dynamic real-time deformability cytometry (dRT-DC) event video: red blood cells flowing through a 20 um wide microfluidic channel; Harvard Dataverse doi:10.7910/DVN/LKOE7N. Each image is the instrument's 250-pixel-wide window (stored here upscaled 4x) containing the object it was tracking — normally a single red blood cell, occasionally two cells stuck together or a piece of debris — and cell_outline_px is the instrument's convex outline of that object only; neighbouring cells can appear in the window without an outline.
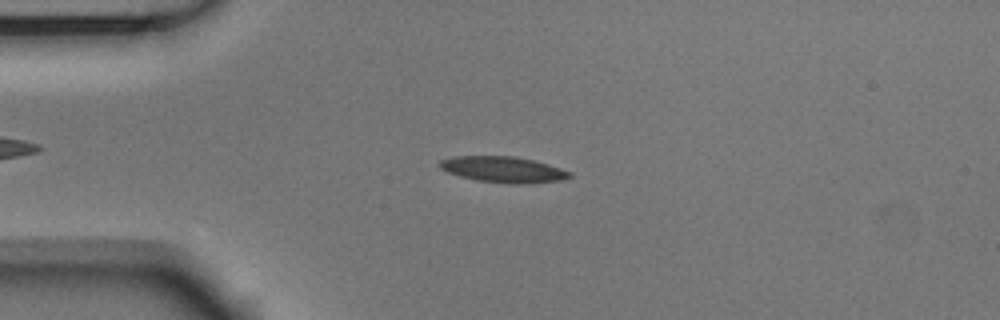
{"species": "Egyptian fruit bat (a non-hibernating species)", "species_latin": "Rousettus aegyptiacus", "temperature_condition": "room temperature", "stored_images_in_passage": 53, "camera_frame_rate_fps": 3000, "um_per_image_px": 0.085, "animal": {"sex": "male"}, "frame": {"image": 1, "passage_image": 13, "time_ms": 4.0, "image_size_px": [1000, 320], "cell_outline_px": [[572, 176], [560, 180], [528, 184], [508, 184], [476, 180], [460, 176], [448, 172], [440, 168], [436, 164], [440, 160], [452, 156], [512, 156], [532, 160], [548, 164], [572, 172]], "centroid_in_image_um": [42.74, 14.41], "position_along_channel_um": 42.3, "area_um2": 19.77}}
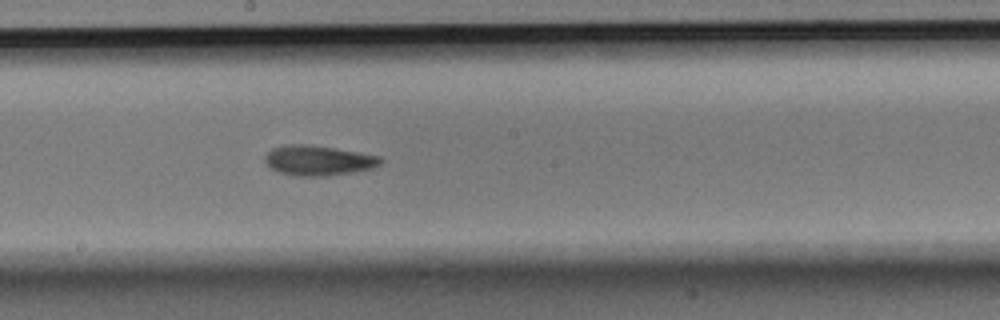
{"frame": {"image": 2, "passage_image": 29, "time_ms": 9.333, "image_size_px": [1000, 320], "cell_outline_px": [[384, 160], [380, 164], [372, 168], [352, 172], [328, 176], [292, 176], [280, 172], [272, 168], [264, 160], [264, 156], [272, 148], [288, 144], [308, 144], [380, 156]], "centroid_in_image_um": [27.04, 13.64], "position_along_channel_um": 221.2, "area_um2": 20.11}}
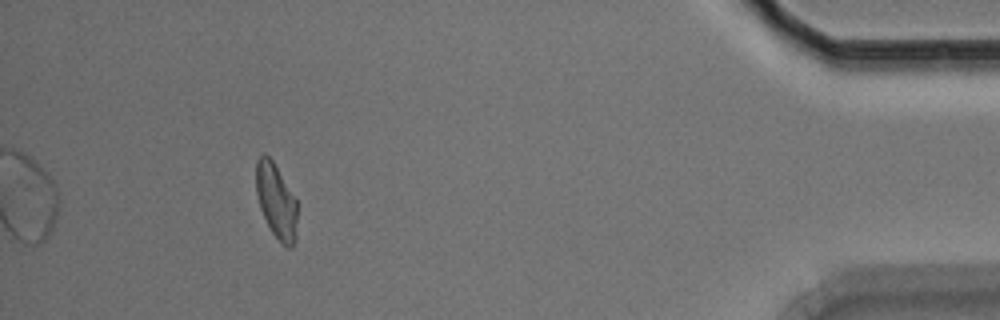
{"frame": {"image": 3, "passage_image": 49, "time_ms": 16.0, "image_size_px": [1000, 320], "cell_outline_px": [[296, 236], [292, 248], [288, 248], [272, 232], [260, 208], [256, 192], [256, 160], [264, 152], [272, 160], [296, 200]], "centroid_in_image_um": [23.46, 17.07], "position_along_channel_um": 411.7, "area_um2": 17.51}, "authors_computed_cell_mechanics": {"area_um2": 18.9584, "velocity_mm_per_s": 3.7593, "shape_relaxation_time_tau1_ms": 5.068, "shape_relaxation_time_tau2_ms": 6.6378, "deformation_change_tau1": 0.1633, "deformation_change_tau2": 0.1388}}